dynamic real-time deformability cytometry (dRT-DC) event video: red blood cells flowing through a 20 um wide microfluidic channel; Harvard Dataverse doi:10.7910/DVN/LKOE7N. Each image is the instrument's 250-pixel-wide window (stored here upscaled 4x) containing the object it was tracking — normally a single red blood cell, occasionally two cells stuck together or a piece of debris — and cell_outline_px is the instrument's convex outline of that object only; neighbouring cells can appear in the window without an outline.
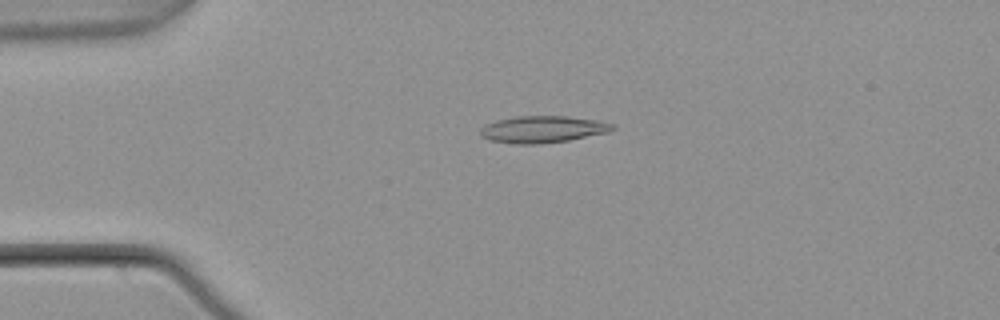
{"species": "common noctule bat (a hibernating species)", "species_latin": "Nyctalus noctula", "temperature_condition": "warm", "stored_images_in_passage": 6, "camera_frame_rate_fps": 3000, "um_per_image_px": 0.085, "animal": {"sex": "male", "body_mass_g": 21.5, "forearm_length_mm": 52.0}, "frame": {"image": 1, "passage_image": 4, "time_ms": 1.0, "image_size_px": [1000, 320], "cell_outline_px": [[616, 128], [608, 132], [568, 140], [540, 144], [516, 144], [488, 140], [480, 136], [480, 128], [496, 120], [516, 116], [568, 116], [600, 120], [616, 124]], "centroid_in_image_um": [46.15, 10.98], "position_along_channel_um": 38.8, "area_um2": 20.87}}
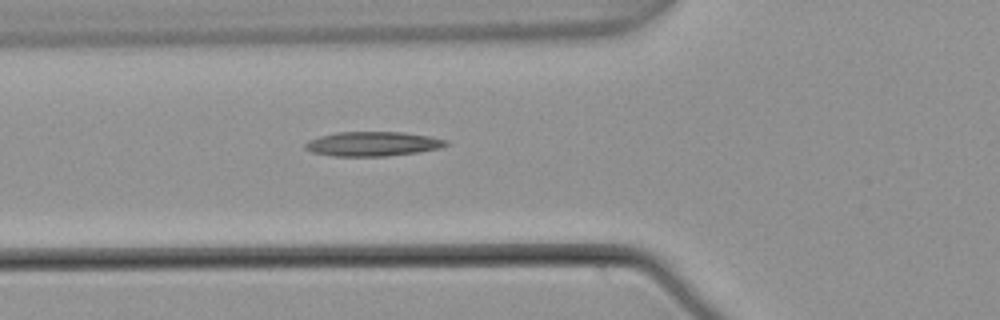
{"frame": {"image": 2, "passage_image": 6, "time_ms": 1.667, "image_size_px": [1000, 320], "cell_outline_px": [[448, 144], [440, 148], [416, 152], [384, 156], [336, 156], [312, 152], [304, 148], [304, 144], [308, 140], [320, 136], [336, 132], [404, 132], [428, 136], [448, 140]], "centroid_in_image_um": [31.66, 12.22], "position_along_channel_um": 94.1, "area_um2": 19.94}}